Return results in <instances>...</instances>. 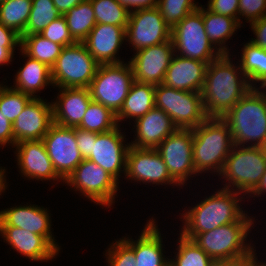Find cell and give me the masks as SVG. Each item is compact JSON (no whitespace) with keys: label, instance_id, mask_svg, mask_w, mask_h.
Returning <instances> with one entry per match:
<instances>
[{"label":"cell","instance_id":"6da1fadb","mask_svg":"<svg viewBox=\"0 0 266 266\" xmlns=\"http://www.w3.org/2000/svg\"><path fill=\"white\" fill-rule=\"evenodd\" d=\"M230 54H222L208 64L201 91L207 117L222 118L252 89L246 75L231 61Z\"/></svg>","mask_w":266,"mask_h":266},{"label":"cell","instance_id":"7a4b0ae2","mask_svg":"<svg viewBox=\"0 0 266 266\" xmlns=\"http://www.w3.org/2000/svg\"><path fill=\"white\" fill-rule=\"evenodd\" d=\"M239 192L231 189L221 188L213 195L206 197L205 200L185 210L183 218V227L181 234L193 239L197 234L211 231L223 225L237 221H254L248 216L239 205V201L244 199Z\"/></svg>","mask_w":266,"mask_h":266},{"label":"cell","instance_id":"3957f363","mask_svg":"<svg viewBox=\"0 0 266 266\" xmlns=\"http://www.w3.org/2000/svg\"><path fill=\"white\" fill-rule=\"evenodd\" d=\"M250 89L222 119L227 123L234 145H266V90ZM251 142V143H250Z\"/></svg>","mask_w":266,"mask_h":266},{"label":"cell","instance_id":"277c9868","mask_svg":"<svg viewBox=\"0 0 266 266\" xmlns=\"http://www.w3.org/2000/svg\"><path fill=\"white\" fill-rule=\"evenodd\" d=\"M193 130V162L195 172L221 173L234 146L231 131L220 117H208Z\"/></svg>","mask_w":266,"mask_h":266},{"label":"cell","instance_id":"5b68a950","mask_svg":"<svg viewBox=\"0 0 266 266\" xmlns=\"http://www.w3.org/2000/svg\"><path fill=\"white\" fill-rule=\"evenodd\" d=\"M265 168L264 148L234 145L219 175L228 181L223 188H231L246 196L259 185Z\"/></svg>","mask_w":266,"mask_h":266},{"label":"cell","instance_id":"8992f818","mask_svg":"<svg viewBox=\"0 0 266 266\" xmlns=\"http://www.w3.org/2000/svg\"><path fill=\"white\" fill-rule=\"evenodd\" d=\"M252 225L254 221H237L197 234L192 240L211 259H247L256 251L245 242Z\"/></svg>","mask_w":266,"mask_h":266},{"label":"cell","instance_id":"52a82bcc","mask_svg":"<svg viewBox=\"0 0 266 266\" xmlns=\"http://www.w3.org/2000/svg\"><path fill=\"white\" fill-rule=\"evenodd\" d=\"M99 65L83 42L65 46L51 68L53 86L88 88Z\"/></svg>","mask_w":266,"mask_h":266},{"label":"cell","instance_id":"ba28073f","mask_svg":"<svg viewBox=\"0 0 266 266\" xmlns=\"http://www.w3.org/2000/svg\"><path fill=\"white\" fill-rule=\"evenodd\" d=\"M134 81L129 62L100 64L88 87L91 99L117 115Z\"/></svg>","mask_w":266,"mask_h":266},{"label":"cell","instance_id":"9c48e42d","mask_svg":"<svg viewBox=\"0 0 266 266\" xmlns=\"http://www.w3.org/2000/svg\"><path fill=\"white\" fill-rule=\"evenodd\" d=\"M171 39L175 54L182 57L210 64L222 55L205 32L202 5L172 28Z\"/></svg>","mask_w":266,"mask_h":266},{"label":"cell","instance_id":"30bf717a","mask_svg":"<svg viewBox=\"0 0 266 266\" xmlns=\"http://www.w3.org/2000/svg\"><path fill=\"white\" fill-rule=\"evenodd\" d=\"M155 107L170 116L178 129H194L208 117L200 92L155 86Z\"/></svg>","mask_w":266,"mask_h":266},{"label":"cell","instance_id":"8fae6325","mask_svg":"<svg viewBox=\"0 0 266 266\" xmlns=\"http://www.w3.org/2000/svg\"><path fill=\"white\" fill-rule=\"evenodd\" d=\"M63 183L97 205L108 208L115 203L119 185L113 176L88 159H83Z\"/></svg>","mask_w":266,"mask_h":266},{"label":"cell","instance_id":"7c38bea8","mask_svg":"<svg viewBox=\"0 0 266 266\" xmlns=\"http://www.w3.org/2000/svg\"><path fill=\"white\" fill-rule=\"evenodd\" d=\"M156 150L161 155L171 177L181 186L197 175L193 162V130L177 129L162 141Z\"/></svg>","mask_w":266,"mask_h":266},{"label":"cell","instance_id":"4fadbf2b","mask_svg":"<svg viewBox=\"0 0 266 266\" xmlns=\"http://www.w3.org/2000/svg\"><path fill=\"white\" fill-rule=\"evenodd\" d=\"M172 28L164 21L157 7L131 11L126 26V42L133 50L158 45L171 39Z\"/></svg>","mask_w":266,"mask_h":266},{"label":"cell","instance_id":"5bb4252c","mask_svg":"<svg viewBox=\"0 0 266 266\" xmlns=\"http://www.w3.org/2000/svg\"><path fill=\"white\" fill-rule=\"evenodd\" d=\"M42 140L54 170L65 181L83 161L75 137V127H62L53 123Z\"/></svg>","mask_w":266,"mask_h":266},{"label":"cell","instance_id":"9a60e30c","mask_svg":"<svg viewBox=\"0 0 266 266\" xmlns=\"http://www.w3.org/2000/svg\"><path fill=\"white\" fill-rule=\"evenodd\" d=\"M175 54L172 39L142 48L134 53L129 64L134 80L157 86L163 84L171 58Z\"/></svg>","mask_w":266,"mask_h":266},{"label":"cell","instance_id":"2e32d148","mask_svg":"<svg viewBox=\"0 0 266 266\" xmlns=\"http://www.w3.org/2000/svg\"><path fill=\"white\" fill-rule=\"evenodd\" d=\"M124 138L120 125L110 131L97 133L96 139H92L91 156L88 158L117 181H119L121 173L124 175L126 173L127 153L130 144H125Z\"/></svg>","mask_w":266,"mask_h":266},{"label":"cell","instance_id":"e0dca14e","mask_svg":"<svg viewBox=\"0 0 266 266\" xmlns=\"http://www.w3.org/2000/svg\"><path fill=\"white\" fill-rule=\"evenodd\" d=\"M126 178L137 182L180 186L168 172L156 148H138L130 145L127 153Z\"/></svg>","mask_w":266,"mask_h":266},{"label":"cell","instance_id":"ac0fdd59","mask_svg":"<svg viewBox=\"0 0 266 266\" xmlns=\"http://www.w3.org/2000/svg\"><path fill=\"white\" fill-rule=\"evenodd\" d=\"M52 124V102L32 98L13 122L15 144L43 139Z\"/></svg>","mask_w":266,"mask_h":266},{"label":"cell","instance_id":"d6986e66","mask_svg":"<svg viewBox=\"0 0 266 266\" xmlns=\"http://www.w3.org/2000/svg\"><path fill=\"white\" fill-rule=\"evenodd\" d=\"M22 175L28 179L64 182L54 170L43 140L18 142L13 147Z\"/></svg>","mask_w":266,"mask_h":266},{"label":"cell","instance_id":"ffe728a7","mask_svg":"<svg viewBox=\"0 0 266 266\" xmlns=\"http://www.w3.org/2000/svg\"><path fill=\"white\" fill-rule=\"evenodd\" d=\"M125 29L126 26L96 23L83 43L99 64L123 63L116 54L126 41Z\"/></svg>","mask_w":266,"mask_h":266},{"label":"cell","instance_id":"44dd1931","mask_svg":"<svg viewBox=\"0 0 266 266\" xmlns=\"http://www.w3.org/2000/svg\"><path fill=\"white\" fill-rule=\"evenodd\" d=\"M48 210L38 205L13 206L0 211V226H15L31 233L44 236L58 251L51 231V216Z\"/></svg>","mask_w":266,"mask_h":266},{"label":"cell","instance_id":"7402d4cb","mask_svg":"<svg viewBox=\"0 0 266 266\" xmlns=\"http://www.w3.org/2000/svg\"><path fill=\"white\" fill-rule=\"evenodd\" d=\"M52 102L53 123L62 127H78L93 101L89 88H59Z\"/></svg>","mask_w":266,"mask_h":266},{"label":"cell","instance_id":"603a6c76","mask_svg":"<svg viewBox=\"0 0 266 266\" xmlns=\"http://www.w3.org/2000/svg\"><path fill=\"white\" fill-rule=\"evenodd\" d=\"M0 236L12 249L32 261L52 260L59 251L44 237L15 226H0Z\"/></svg>","mask_w":266,"mask_h":266},{"label":"cell","instance_id":"cb8c5ba5","mask_svg":"<svg viewBox=\"0 0 266 266\" xmlns=\"http://www.w3.org/2000/svg\"><path fill=\"white\" fill-rule=\"evenodd\" d=\"M135 122V140L129 144L138 148H156L178 128L163 110L154 107Z\"/></svg>","mask_w":266,"mask_h":266},{"label":"cell","instance_id":"d4e9b609","mask_svg":"<svg viewBox=\"0 0 266 266\" xmlns=\"http://www.w3.org/2000/svg\"><path fill=\"white\" fill-rule=\"evenodd\" d=\"M207 67L208 63L174 54L163 84L170 88L201 93Z\"/></svg>","mask_w":266,"mask_h":266},{"label":"cell","instance_id":"484cf974","mask_svg":"<svg viewBox=\"0 0 266 266\" xmlns=\"http://www.w3.org/2000/svg\"><path fill=\"white\" fill-rule=\"evenodd\" d=\"M122 238L133 250L136 266H169V258L163 255V239L155 219H150L144 226L137 240Z\"/></svg>","mask_w":266,"mask_h":266},{"label":"cell","instance_id":"4316f807","mask_svg":"<svg viewBox=\"0 0 266 266\" xmlns=\"http://www.w3.org/2000/svg\"><path fill=\"white\" fill-rule=\"evenodd\" d=\"M23 57H27L26 63L18 70L15 76V86H10L30 95L32 98H38L36 93L48 85L53 86L51 77V68L40 61L26 55L19 49Z\"/></svg>","mask_w":266,"mask_h":266},{"label":"cell","instance_id":"83f0119b","mask_svg":"<svg viewBox=\"0 0 266 266\" xmlns=\"http://www.w3.org/2000/svg\"><path fill=\"white\" fill-rule=\"evenodd\" d=\"M155 107V86L134 81L124 100L123 106L116 115L118 125L125 118L135 119L145 115Z\"/></svg>","mask_w":266,"mask_h":266},{"label":"cell","instance_id":"f1b7e54d","mask_svg":"<svg viewBox=\"0 0 266 266\" xmlns=\"http://www.w3.org/2000/svg\"><path fill=\"white\" fill-rule=\"evenodd\" d=\"M202 18L205 32L213 46L221 54H230L226 42L233 36L241 24L234 18L212 13L202 7Z\"/></svg>","mask_w":266,"mask_h":266},{"label":"cell","instance_id":"f546056e","mask_svg":"<svg viewBox=\"0 0 266 266\" xmlns=\"http://www.w3.org/2000/svg\"><path fill=\"white\" fill-rule=\"evenodd\" d=\"M240 68L246 75L252 88H256L254 82L260 83V87L266 89V50L247 42L242 48Z\"/></svg>","mask_w":266,"mask_h":266},{"label":"cell","instance_id":"4dcf8cb0","mask_svg":"<svg viewBox=\"0 0 266 266\" xmlns=\"http://www.w3.org/2000/svg\"><path fill=\"white\" fill-rule=\"evenodd\" d=\"M63 45H59L44 38L40 34L21 36L20 49L29 57L52 68L60 56Z\"/></svg>","mask_w":266,"mask_h":266},{"label":"cell","instance_id":"1f68e13d","mask_svg":"<svg viewBox=\"0 0 266 266\" xmlns=\"http://www.w3.org/2000/svg\"><path fill=\"white\" fill-rule=\"evenodd\" d=\"M63 16L75 42H83L96 25L94 9L90 0L80 2Z\"/></svg>","mask_w":266,"mask_h":266},{"label":"cell","instance_id":"d6a6232c","mask_svg":"<svg viewBox=\"0 0 266 266\" xmlns=\"http://www.w3.org/2000/svg\"><path fill=\"white\" fill-rule=\"evenodd\" d=\"M31 7L32 0H5L0 3V23L23 36Z\"/></svg>","mask_w":266,"mask_h":266},{"label":"cell","instance_id":"836d02e7","mask_svg":"<svg viewBox=\"0 0 266 266\" xmlns=\"http://www.w3.org/2000/svg\"><path fill=\"white\" fill-rule=\"evenodd\" d=\"M117 126L116 114L101 103L92 101L78 128L94 133H103Z\"/></svg>","mask_w":266,"mask_h":266},{"label":"cell","instance_id":"e575fe53","mask_svg":"<svg viewBox=\"0 0 266 266\" xmlns=\"http://www.w3.org/2000/svg\"><path fill=\"white\" fill-rule=\"evenodd\" d=\"M61 16L52 0H32L24 35L40 34L46 26Z\"/></svg>","mask_w":266,"mask_h":266},{"label":"cell","instance_id":"d590c367","mask_svg":"<svg viewBox=\"0 0 266 266\" xmlns=\"http://www.w3.org/2000/svg\"><path fill=\"white\" fill-rule=\"evenodd\" d=\"M176 258L169 259V266H208L212 259L192 239L180 233ZM173 260V261H172Z\"/></svg>","mask_w":266,"mask_h":266},{"label":"cell","instance_id":"8d00e7d4","mask_svg":"<svg viewBox=\"0 0 266 266\" xmlns=\"http://www.w3.org/2000/svg\"><path fill=\"white\" fill-rule=\"evenodd\" d=\"M96 23L127 26L130 12L118 0H90Z\"/></svg>","mask_w":266,"mask_h":266},{"label":"cell","instance_id":"74e56055","mask_svg":"<svg viewBox=\"0 0 266 266\" xmlns=\"http://www.w3.org/2000/svg\"><path fill=\"white\" fill-rule=\"evenodd\" d=\"M31 99L28 94L0 84V111L12 123Z\"/></svg>","mask_w":266,"mask_h":266},{"label":"cell","instance_id":"f35d334b","mask_svg":"<svg viewBox=\"0 0 266 266\" xmlns=\"http://www.w3.org/2000/svg\"><path fill=\"white\" fill-rule=\"evenodd\" d=\"M194 2L195 0H159L157 9L164 21L173 28L189 13L200 7Z\"/></svg>","mask_w":266,"mask_h":266},{"label":"cell","instance_id":"ab89813d","mask_svg":"<svg viewBox=\"0 0 266 266\" xmlns=\"http://www.w3.org/2000/svg\"><path fill=\"white\" fill-rule=\"evenodd\" d=\"M108 266H136L133 250L120 238L106 250Z\"/></svg>","mask_w":266,"mask_h":266},{"label":"cell","instance_id":"60d3db41","mask_svg":"<svg viewBox=\"0 0 266 266\" xmlns=\"http://www.w3.org/2000/svg\"><path fill=\"white\" fill-rule=\"evenodd\" d=\"M40 35L64 47L75 43L70 35L66 20L62 15L46 26Z\"/></svg>","mask_w":266,"mask_h":266},{"label":"cell","instance_id":"b9f144b4","mask_svg":"<svg viewBox=\"0 0 266 266\" xmlns=\"http://www.w3.org/2000/svg\"><path fill=\"white\" fill-rule=\"evenodd\" d=\"M244 17L247 23L266 16V0H239V23Z\"/></svg>","mask_w":266,"mask_h":266},{"label":"cell","instance_id":"7bdbcfd3","mask_svg":"<svg viewBox=\"0 0 266 266\" xmlns=\"http://www.w3.org/2000/svg\"><path fill=\"white\" fill-rule=\"evenodd\" d=\"M207 9L215 14L232 17L239 22V0H209Z\"/></svg>","mask_w":266,"mask_h":266},{"label":"cell","instance_id":"ee69618b","mask_svg":"<svg viewBox=\"0 0 266 266\" xmlns=\"http://www.w3.org/2000/svg\"><path fill=\"white\" fill-rule=\"evenodd\" d=\"M75 137L82 158L88 159L91 156L92 139H96L97 133L75 127Z\"/></svg>","mask_w":266,"mask_h":266},{"label":"cell","instance_id":"f6af8a7d","mask_svg":"<svg viewBox=\"0 0 266 266\" xmlns=\"http://www.w3.org/2000/svg\"><path fill=\"white\" fill-rule=\"evenodd\" d=\"M255 38H252L250 42L254 45L266 50V16L255 20L250 23Z\"/></svg>","mask_w":266,"mask_h":266},{"label":"cell","instance_id":"bcb514c9","mask_svg":"<svg viewBox=\"0 0 266 266\" xmlns=\"http://www.w3.org/2000/svg\"><path fill=\"white\" fill-rule=\"evenodd\" d=\"M6 144L15 146L13 123L0 111V146L4 147Z\"/></svg>","mask_w":266,"mask_h":266},{"label":"cell","instance_id":"7dc6e473","mask_svg":"<svg viewBox=\"0 0 266 266\" xmlns=\"http://www.w3.org/2000/svg\"><path fill=\"white\" fill-rule=\"evenodd\" d=\"M0 44H2V46L20 47L21 37L13 29L5 27L0 23Z\"/></svg>","mask_w":266,"mask_h":266},{"label":"cell","instance_id":"c3c4849f","mask_svg":"<svg viewBox=\"0 0 266 266\" xmlns=\"http://www.w3.org/2000/svg\"><path fill=\"white\" fill-rule=\"evenodd\" d=\"M129 12L157 7L159 0H118Z\"/></svg>","mask_w":266,"mask_h":266},{"label":"cell","instance_id":"681fc988","mask_svg":"<svg viewBox=\"0 0 266 266\" xmlns=\"http://www.w3.org/2000/svg\"><path fill=\"white\" fill-rule=\"evenodd\" d=\"M56 9L63 16L73 7L78 5L80 2L84 0H52Z\"/></svg>","mask_w":266,"mask_h":266},{"label":"cell","instance_id":"f907efd6","mask_svg":"<svg viewBox=\"0 0 266 266\" xmlns=\"http://www.w3.org/2000/svg\"><path fill=\"white\" fill-rule=\"evenodd\" d=\"M17 46H2L0 44V65H8L12 62V58L14 56V50Z\"/></svg>","mask_w":266,"mask_h":266},{"label":"cell","instance_id":"816d5d0a","mask_svg":"<svg viewBox=\"0 0 266 266\" xmlns=\"http://www.w3.org/2000/svg\"><path fill=\"white\" fill-rule=\"evenodd\" d=\"M245 259H212L208 266H238Z\"/></svg>","mask_w":266,"mask_h":266},{"label":"cell","instance_id":"f5cc1de1","mask_svg":"<svg viewBox=\"0 0 266 266\" xmlns=\"http://www.w3.org/2000/svg\"><path fill=\"white\" fill-rule=\"evenodd\" d=\"M266 192V168L263 176L261 177V180L259 182V185L250 193L249 196L253 194V197L255 196H261Z\"/></svg>","mask_w":266,"mask_h":266},{"label":"cell","instance_id":"db71d44e","mask_svg":"<svg viewBox=\"0 0 266 266\" xmlns=\"http://www.w3.org/2000/svg\"><path fill=\"white\" fill-rule=\"evenodd\" d=\"M257 253H254L251 257L242 260L238 266H264V263L257 261L258 259L255 256Z\"/></svg>","mask_w":266,"mask_h":266},{"label":"cell","instance_id":"11a10c76","mask_svg":"<svg viewBox=\"0 0 266 266\" xmlns=\"http://www.w3.org/2000/svg\"><path fill=\"white\" fill-rule=\"evenodd\" d=\"M5 170L3 167H0V195L1 192L3 193L6 189V176H5Z\"/></svg>","mask_w":266,"mask_h":266}]
</instances>
